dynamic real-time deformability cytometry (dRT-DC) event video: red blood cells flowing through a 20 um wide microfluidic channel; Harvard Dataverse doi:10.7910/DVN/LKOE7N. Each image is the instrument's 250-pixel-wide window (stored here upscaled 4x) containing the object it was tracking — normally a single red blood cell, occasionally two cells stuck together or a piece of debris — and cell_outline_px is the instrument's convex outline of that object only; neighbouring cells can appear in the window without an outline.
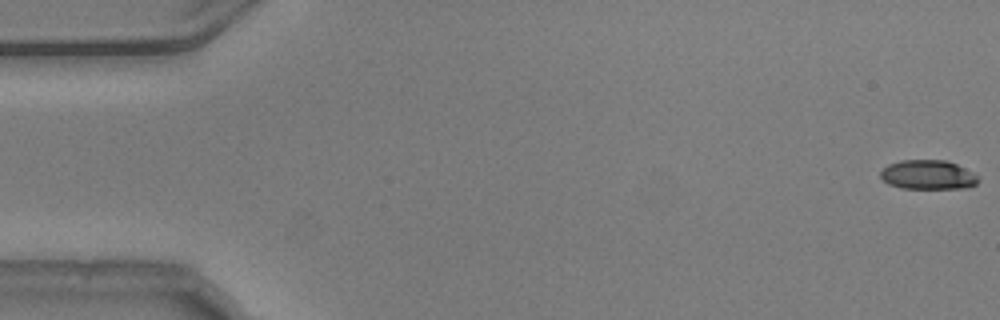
{"species": "common noctule bat (a hibernating species)", "species_latin": "Nyctalus noctula", "temperature_condition": "warm", "stored_images_in_passage": 55, "camera_frame_rate_fps": 3000, "um_per_image_px": 0.085, "animal": {"sex": "male", "body_mass_g": 20.5, "forearm_length_mm": 52.5}, "frame": {"image": 1, "passage_image": 1, "time_ms": 0.0, "image_size_px": [1000, 320], "cell_outline_px": [[980, 180], [976, 184], [968, 188], [900, 188], [888, 184], [880, 176], [880, 172], [888, 164], [900, 160], [944, 160], [956, 164], [972, 172]], "centroid_in_image_um": [78.86, 14.86], "position_along_channel_um": 6.1, "area_um2": 16.65}}
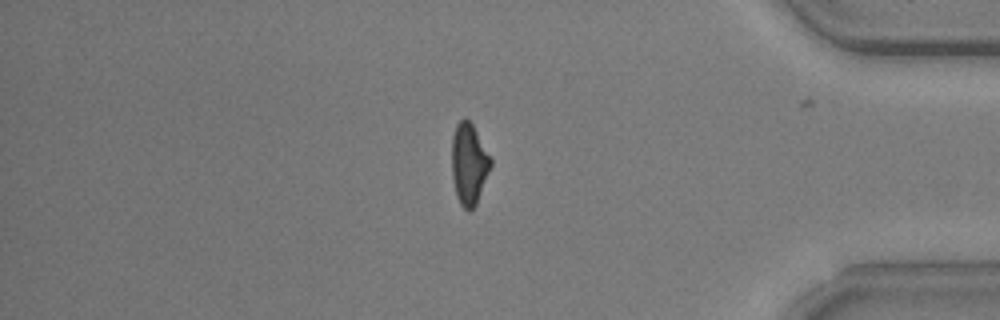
{"frame": {"image": 2, "passage_image": 46, "time_ms": 15.0, "image_size_px": [1000, 320], "cell_outline_px": [[492, 164], [476, 204], [468, 212], [460, 204], [456, 196], [452, 176], [452, 136], [456, 124], [464, 116], [472, 124], [492, 160]], "centroid_in_image_um": [39.84, 13.93], "position_along_channel_um": 395.4, "area_um2": 18.32}}
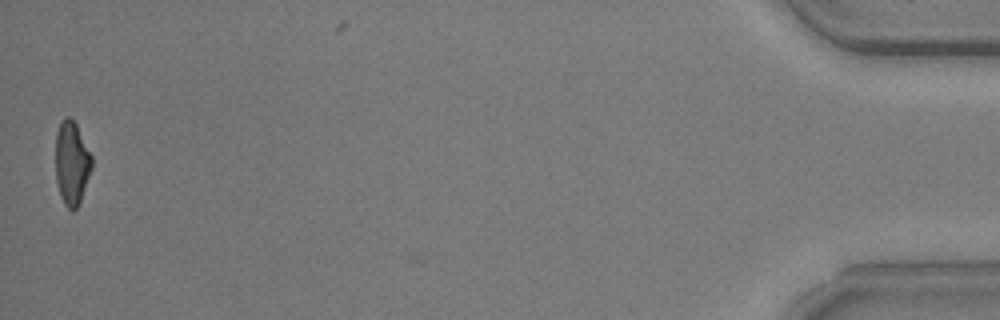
{"frame": {"image": 3, "passage_image": 54, "time_ms": 17.667, "image_size_px": [1000, 320], "cell_outline_px": [[92, 168], [80, 204], [72, 212], [64, 204], [60, 196], [56, 180], [56, 132], [60, 124], [68, 116], [76, 124], [92, 156]], "centroid_in_image_um": [6.11, 13.92], "position_along_channel_um": 429.1, "area_um2": 17.63}, "authors_computed_cell_mechanics": {"area_um2": 18.6694, "velocity_mm_per_s": 3.7593, "shape_relaxation_time_tau1_ms": 5.0418, "shape_relaxation_time_tau2_ms": 1.6113, "deformation_change_tau1": 0.1993, "deformation_change_tau2": 0.0745}}